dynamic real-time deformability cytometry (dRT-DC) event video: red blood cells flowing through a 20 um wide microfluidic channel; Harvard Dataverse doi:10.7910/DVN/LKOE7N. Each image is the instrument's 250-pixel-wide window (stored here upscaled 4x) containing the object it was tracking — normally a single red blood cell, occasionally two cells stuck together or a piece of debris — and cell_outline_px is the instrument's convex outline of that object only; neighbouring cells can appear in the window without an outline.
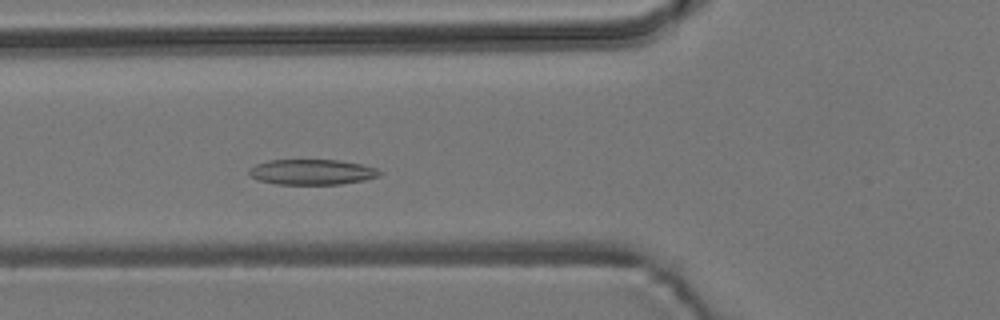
{"species": "common noctule bat (a hibernating species)", "species_latin": "Nyctalus noctula", "temperature_condition": "room temperature", "stored_images_in_passage": 50, "camera_frame_rate_fps": 3000, "um_per_image_px": 0.085, "animal": {"sex": "male", "body_mass_g": 19.2, "forearm_length_mm": 51.8}, "frame": {"image": 1, "passage_image": 16, "time_ms": 5.0, "image_size_px": [1000, 320], "cell_outline_px": [[384, 172], [380, 176], [364, 180], [340, 184], [276, 184], [260, 180], [252, 176], [248, 172], [248, 168], [256, 164], [268, 160], [336, 160], [360, 164], [376, 168]], "centroid_in_image_um": [26.53, 14.62], "position_along_channel_um": 99.3, "area_um2": 19.25}}
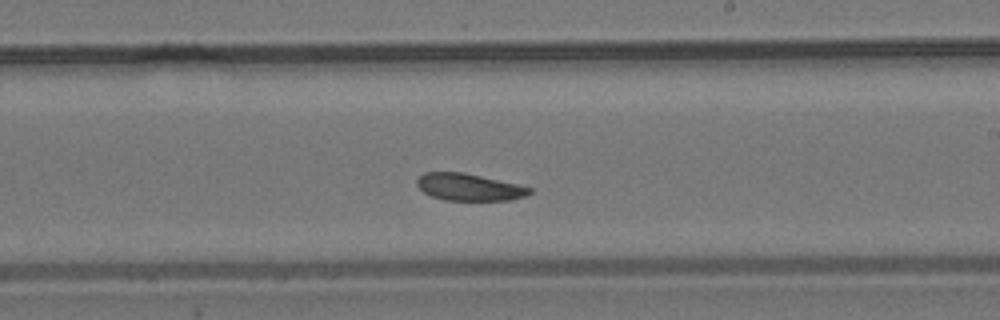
{"frame": {"image": 2, "passage_image": 28, "time_ms": 9.0, "image_size_px": [1000, 320], "cell_outline_px": [[532, 192], [524, 196], [512, 200], [444, 200], [432, 196], [424, 192], [416, 184], [416, 180], [424, 172], [464, 172], [520, 184], [532, 188]], "centroid_in_image_um": [39.89, 15.9], "position_along_channel_um": 249.1, "area_um2": 17.86}}
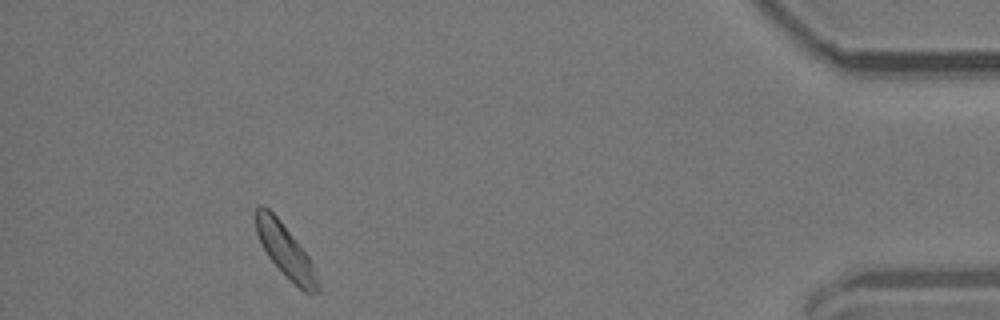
{"frame": {"image": 3, "passage_image": 46, "time_ms": 15.0, "image_size_px": [1000, 320], "cell_outline_px": [[320, 292], [304, 292], [268, 256], [260, 244], [256, 232], [256, 208], [260, 204], [268, 208], [280, 220], [308, 256], [312, 264], [320, 288]], "centroid_in_image_um": [24.24, 21.27], "position_along_channel_um": 411.0, "area_um2": 18.32}}